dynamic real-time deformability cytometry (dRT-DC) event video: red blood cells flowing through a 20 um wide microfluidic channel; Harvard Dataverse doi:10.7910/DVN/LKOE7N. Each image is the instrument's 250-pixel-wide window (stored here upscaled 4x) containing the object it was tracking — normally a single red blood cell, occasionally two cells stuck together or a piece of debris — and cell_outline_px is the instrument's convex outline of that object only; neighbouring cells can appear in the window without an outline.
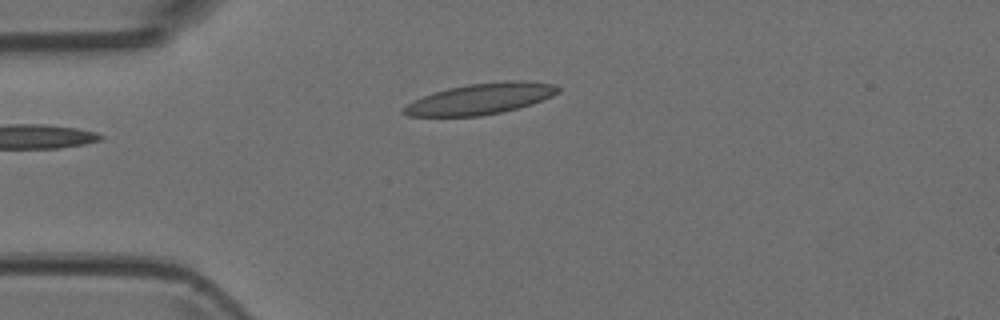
{"species": "Egyptian fruit bat (a non-hibernating species)", "species_latin": "Rousettus aegyptiacus", "temperature_condition": "room temperature", "stored_images_in_passage": 5, "camera_frame_rate_fps": 3000, "um_per_image_px": 0.085, "animal": {"sex": "female"}, "frame": {"image": 1, "passage_image": 1, "time_ms": 0.0, "image_size_px": [1000, 320], "cell_outline_px": [[560, 92], [552, 96], [532, 104], [500, 112], [480, 116], [408, 116], [400, 112], [412, 100], [448, 88], [468, 84], [504, 80], [524, 80], [556, 84], [560, 88]], "centroid_in_image_um": [40.88, 8.38], "position_along_channel_um": 44.1, "area_um2": 27.86}}
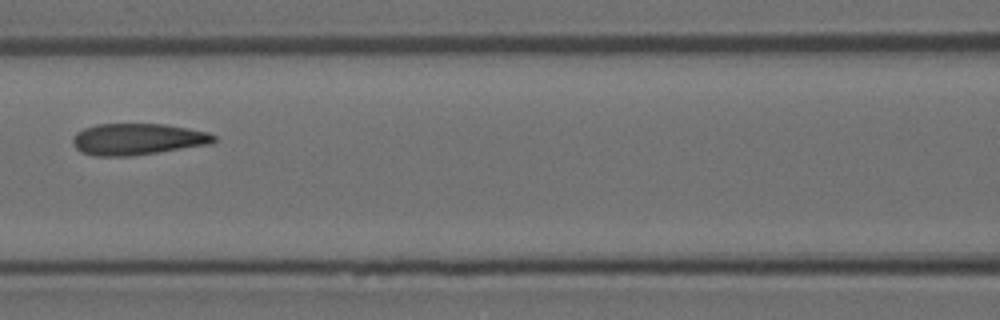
{"frame": {"image": 2, "passage_image": 4, "time_ms": 1.0, "image_size_px": [1000, 320], "cell_outline_px": [[216, 140], [212, 144], [132, 156], [96, 156], [80, 152], [72, 144], [72, 136], [76, 132], [84, 128], [96, 124], [168, 124], [208, 132], [216, 136]], "centroid_in_image_um": [11.68, 11.83], "position_along_channel_um": 154.9, "area_um2": 26.18}}
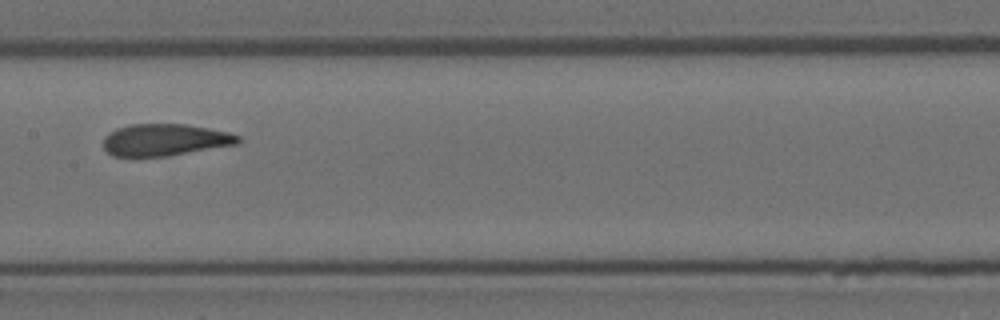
{"frame": {"image": 3, "passage_image": 5, "time_ms": 1.333, "image_size_px": [1000, 320], "cell_outline_px": [[240, 140], [236, 144], [164, 156], [112, 156], [104, 148], [104, 136], [116, 128], [132, 124], [188, 124], [228, 132], [240, 136]], "centroid_in_image_um": [13.99, 11.87], "position_along_channel_um": 193.4, "area_um2": 24.74}}